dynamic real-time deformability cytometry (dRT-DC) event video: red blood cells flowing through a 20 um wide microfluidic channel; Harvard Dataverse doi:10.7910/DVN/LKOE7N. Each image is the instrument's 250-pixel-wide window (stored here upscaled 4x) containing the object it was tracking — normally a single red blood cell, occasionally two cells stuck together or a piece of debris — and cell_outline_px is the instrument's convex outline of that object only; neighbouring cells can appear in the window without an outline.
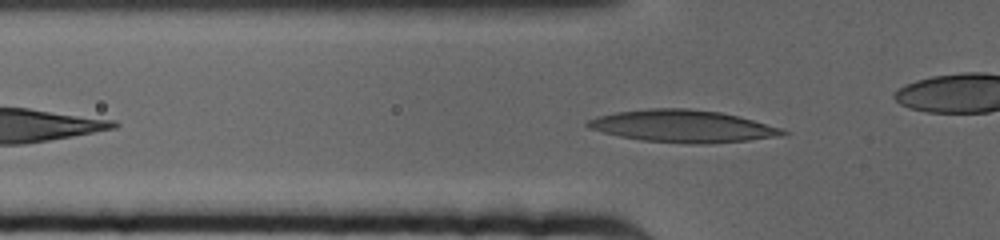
{"species": "human", "species_latin": "Homo sapiens", "temperature_condition": "cold", "stored_images_in_passage": 39, "camera_frame_rate_fps": 3000, "um_per_image_px": 0.085, "donor": {"sex": "female"}, "frame": {"image": 1, "passage_image": 8, "time_ms": 2.333, "image_size_px": [1000, 240], "cell_outline_px": [[792, 132], [788, 136], [748, 140], [704, 144], [692, 144], [640, 140], [620, 136], [588, 128], [584, 124], [588, 120], [600, 116], [616, 112], [652, 108], [688, 108], [720, 112], [784, 128]], "centroid_in_image_um": [58.12, 10.73], "position_along_channel_um": 67.7, "area_um2": 36.76}}
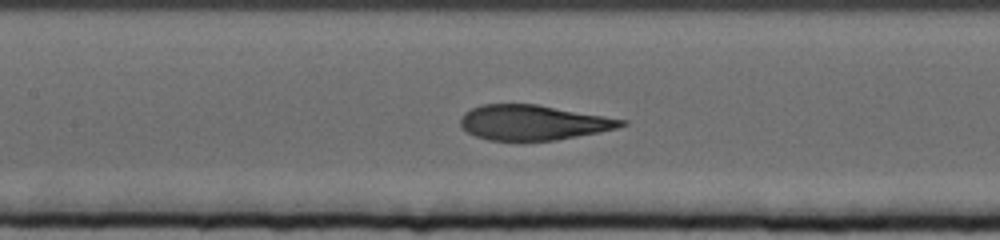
{"frame": {"image": 2, "passage_image": 17, "time_ms": 5.333, "image_size_px": [1000, 240], "cell_outline_px": [[628, 124], [616, 128], [600, 132], [556, 140], [488, 140], [476, 136], [468, 132], [460, 124], [460, 120], [464, 112], [480, 104], [536, 104], [628, 120]], "centroid_in_image_um": [45.33, 10.41], "position_along_channel_um": 162.1, "area_um2": 32.71}}
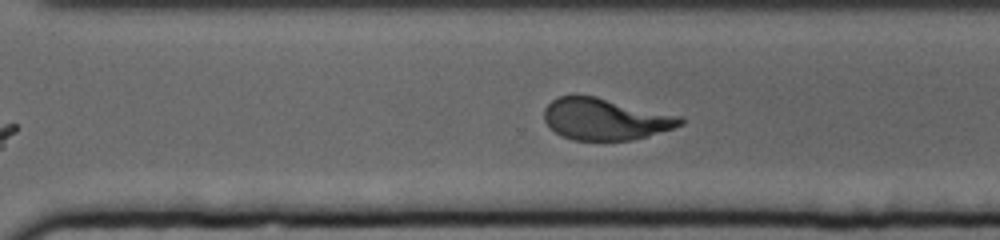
{"frame": {"image": 3, "passage_image": 32, "time_ms": 10.333, "image_size_px": [1000, 240], "cell_outline_px": [[684, 124], [648, 136], [632, 140], [572, 140], [560, 136], [544, 120], [544, 108], [552, 100], [560, 96], [596, 96], [684, 116]], "centroid_in_image_um": [51.49, 10.12], "position_along_channel_um": 319.1, "area_um2": 33.18}}